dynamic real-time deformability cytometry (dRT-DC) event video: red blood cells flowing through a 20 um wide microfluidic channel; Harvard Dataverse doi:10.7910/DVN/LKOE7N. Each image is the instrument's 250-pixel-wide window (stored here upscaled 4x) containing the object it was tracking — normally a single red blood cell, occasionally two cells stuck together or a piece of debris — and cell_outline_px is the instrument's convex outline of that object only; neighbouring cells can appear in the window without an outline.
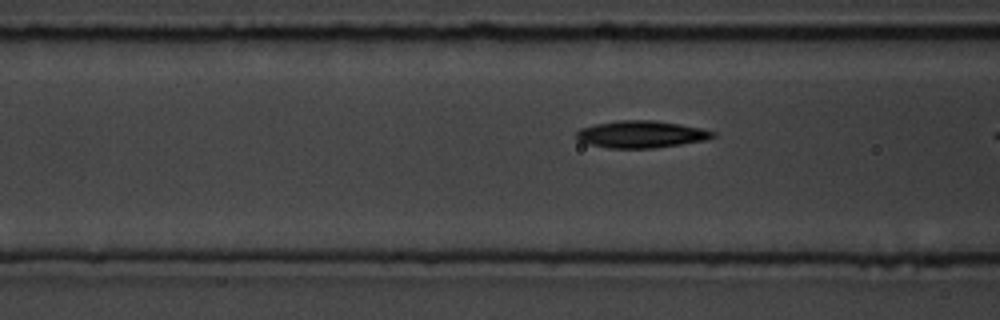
{"species": "common noctule bat (a hibernating species)", "species_latin": "Nyctalus noctula", "temperature_condition": "room temperature", "stored_images_in_passage": 9, "segment_of_instrument_passage": [2, 2], "camera_frame_rate_fps": 3000, "um_per_image_px": 0.085, "animal": {"sex": "male", "body_mass_g": 19.5, "forearm_length_mm": 54.6}, "frame": {"image": 1, "passage_image": 9, "time_ms": 9.0, "image_size_px": [1000, 320], "cell_outline_px": [[716, 136], [704, 140], [656, 148], [608, 148], [588, 144], [580, 140], [576, 136], [576, 132], [580, 128], [596, 124], [620, 120], [652, 120], [680, 124], [700, 128], [716, 132]], "centroid_in_image_um": [54.5, 11.41], "position_along_channel_um": 112.1, "area_um2": 21.39}}